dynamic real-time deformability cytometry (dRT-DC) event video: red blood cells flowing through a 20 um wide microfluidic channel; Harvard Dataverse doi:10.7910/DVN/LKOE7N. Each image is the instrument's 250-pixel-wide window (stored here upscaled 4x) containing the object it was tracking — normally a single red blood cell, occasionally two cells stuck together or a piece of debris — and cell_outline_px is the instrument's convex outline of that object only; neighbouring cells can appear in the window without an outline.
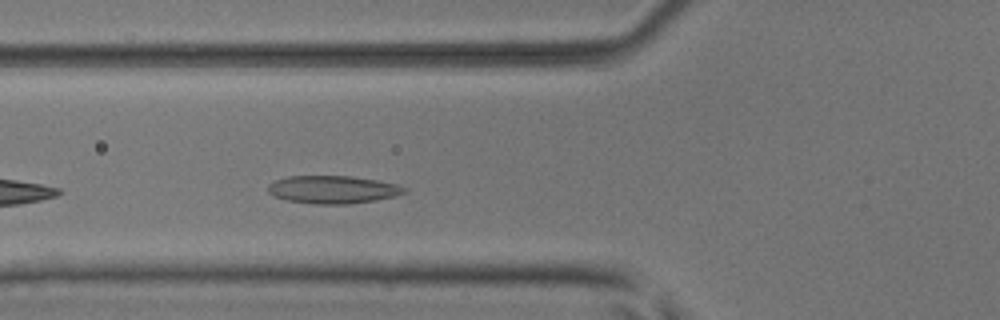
{"species": "common noctule bat (a hibernating species)", "species_latin": "Nyctalus noctula", "temperature_condition": "room temperature", "stored_images_in_passage": 35, "camera_frame_rate_fps": 3000, "um_per_image_px": 0.085, "animal": {"sex": "male", "body_mass_g": 17.9, "forearm_length_mm": 54.2}, "frame": {"image": 1, "passage_image": 5, "time_ms": 1.333, "image_size_px": [1000, 320], "cell_outline_px": [[408, 192], [396, 196], [376, 200], [348, 204], [312, 204], [288, 200], [272, 196], [268, 192], [268, 184], [276, 180], [288, 176], [352, 176], [376, 180], [396, 184], [408, 188]], "centroid_in_image_um": [28.31, 16.11], "position_along_channel_um": 97.5, "area_um2": 22.25}}
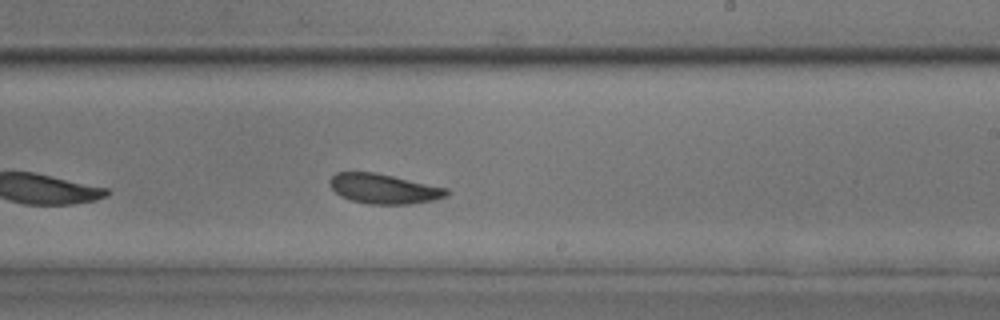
{"frame": {"image": 2, "passage_image": 17, "time_ms": 5.333, "image_size_px": [1000, 320], "cell_outline_px": [[448, 196], [432, 200], [408, 204], [368, 204], [352, 200], [340, 196], [332, 188], [328, 180], [336, 172], [376, 172], [448, 188]], "centroid_in_image_um": [32.62, 16.04], "position_along_channel_um": 256.4, "area_um2": 20.29}}
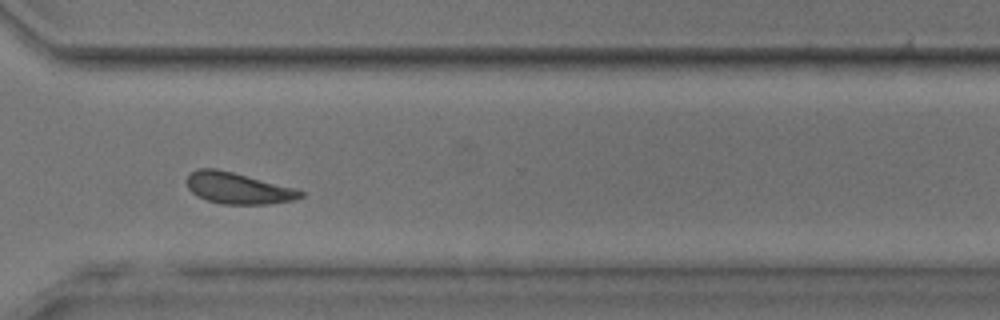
{"frame": {"image": 3, "passage_image": 24, "time_ms": 7.667, "image_size_px": [1000, 320], "cell_outline_px": [[304, 196], [292, 200], [268, 204], [220, 204], [196, 196], [188, 188], [184, 180], [196, 168], [216, 168], [232, 172], [292, 188], [304, 192]], "centroid_in_image_um": [20.15, 16.0], "position_along_channel_um": 350.5, "area_um2": 20.52}, "authors_computed_cell_mechanics": {"area_um2": 20.5768, "velocity_mm_per_s": 3.99, "shape_relaxation_time_tau1_ms": 3.0893, "shape_relaxation_time_tau2_ms": 2.711, "deformation_change_tau1": 0.0899, "deformation_change_tau2": 0.0895}}